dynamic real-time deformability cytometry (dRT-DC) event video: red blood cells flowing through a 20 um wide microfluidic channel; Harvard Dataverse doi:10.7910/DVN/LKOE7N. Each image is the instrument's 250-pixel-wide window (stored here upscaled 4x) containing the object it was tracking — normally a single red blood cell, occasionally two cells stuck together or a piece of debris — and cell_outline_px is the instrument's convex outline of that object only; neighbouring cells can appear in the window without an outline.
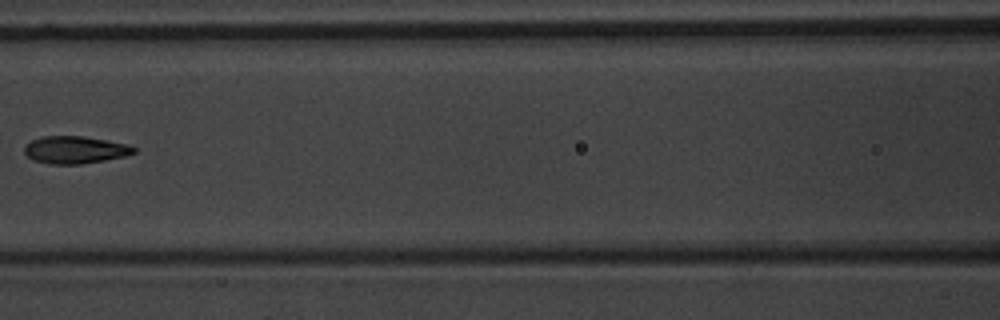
{"species": "common noctule bat (a hibernating species)", "species_latin": "Nyctalus noctula", "temperature_condition": "warm", "stored_images_in_passage": 9, "camera_frame_rate_fps": 3000, "um_per_image_px": 0.085, "animal": {"sex": "male", "body_mass_g": 20.1, "forearm_length_mm": 53.5}, "frame": {"image": 1, "passage_image": 9, "time_ms": 9.333, "image_size_px": [1000, 320], "cell_outline_px": [[136, 152], [124, 156], [104, 160], [80, 164], [48, 164], [32, 160], [24, 152], [24, 148], [32, 140], [44, 136], [84, 136], [128, 144], [136, 148]], "centroid_in_image_um": [6.38, 12.74], "position_along_channel_um": 160.2, "area_um2": 17.4}}